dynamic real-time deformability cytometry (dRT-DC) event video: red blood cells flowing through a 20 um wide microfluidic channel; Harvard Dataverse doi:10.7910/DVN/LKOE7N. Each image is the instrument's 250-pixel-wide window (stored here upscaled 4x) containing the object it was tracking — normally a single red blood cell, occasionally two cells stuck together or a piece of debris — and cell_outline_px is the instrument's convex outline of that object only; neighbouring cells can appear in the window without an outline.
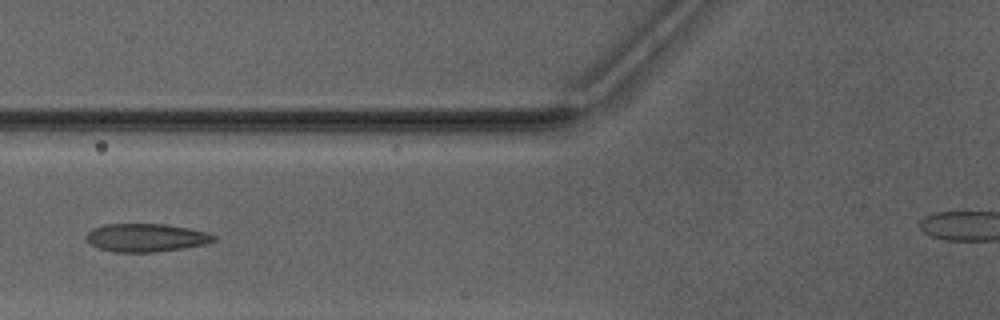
{"species": "Egyptian fruit bat (a non-hibernating species)", "species_latin": "Rousettus aegyptiacus", "temperature_condition": "warm", "stored_images_in_passage": 34, "camera_frame_rate_fps": 3000, "um_per_image_px": 0.085, "animal": {"sex": "male"}, "frame": {"image": 1, "passage_image": 8, "time_ms": 2.333, "image_size_px": [1000, 320], "cell_outline_px": [[216, 240], [204, 244], [156, 252], [112, 252], [100, 248], [92, 244], [88, 240], [88, 232], [92, 228], [104, 224], [164, 224], [188, 228], [208, 232], [216, 236]], "centroid_in_image_um": [12.43, 20.19], "position_along_channel_um": 113.4, "area_um2": 20.69}}
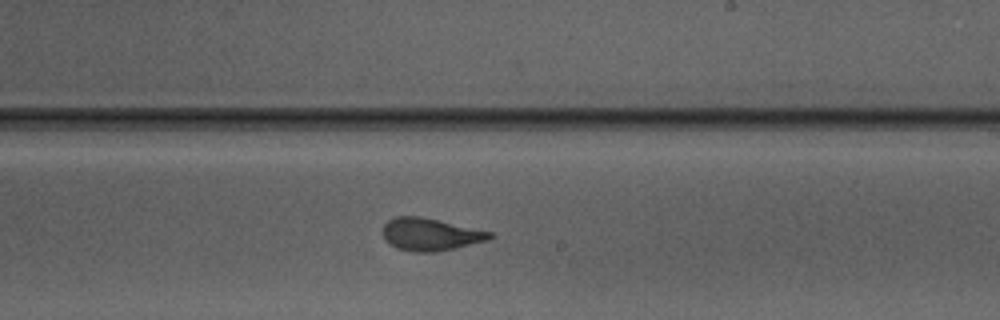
{"frame": {"image": 2, "passage_image": 18, "time_ms": 5.667, "image_size_px": [1000, 320], "cell_outline_px": [[492, 236], [488, 240], [436, 252], [416, 252], [396, 248], [384, 236], [384, 224], [388, 220], [396, 216], [420, 216], [492, 232]], "centroid_in_image_um": [36.58, 19.91], "position_along_channel_um": 252.4, "area_um2": 19.83}}
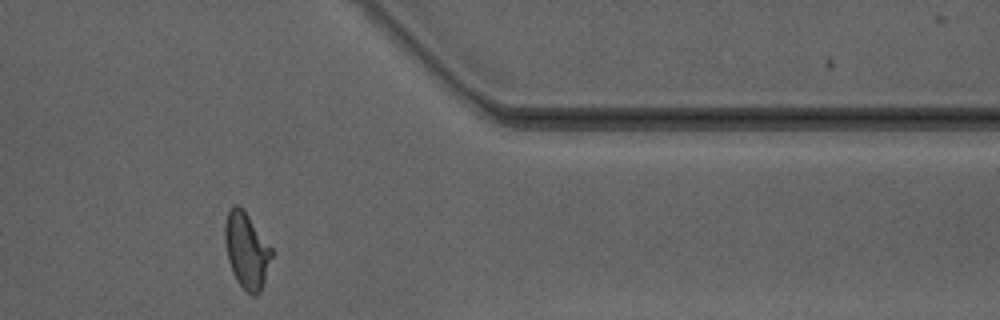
{"frame": {"image": 3, "passage_image": 29, "time_ms": 9.333, "image_size_px": [1000, 320], "cell_outline_px": [[272, 256], [260, 292], [256, 296], [252, 296], [236, 280], [232, 272], [228, 260], [224, 236], [224, 224], [228, 212], [232, 204], [236, 204], [244, 208], [272, 248]], "centroid_in_image_um": [20.95, 21.24], "position_along_channel_um": 390.5, "area_um2": 20.69}, "authors_computed_cell_mechanics": {"area_um2": 20.4034, "velocity_mm_per_s": 4.1818, "shape_relaxation_time_tau1_ms": 4.4028, "shape_relaxation_time_tau2_ms": 0.9841, "deformation_change_tau1": 0.1615, "deformation_change_tau2": 0.0747}}